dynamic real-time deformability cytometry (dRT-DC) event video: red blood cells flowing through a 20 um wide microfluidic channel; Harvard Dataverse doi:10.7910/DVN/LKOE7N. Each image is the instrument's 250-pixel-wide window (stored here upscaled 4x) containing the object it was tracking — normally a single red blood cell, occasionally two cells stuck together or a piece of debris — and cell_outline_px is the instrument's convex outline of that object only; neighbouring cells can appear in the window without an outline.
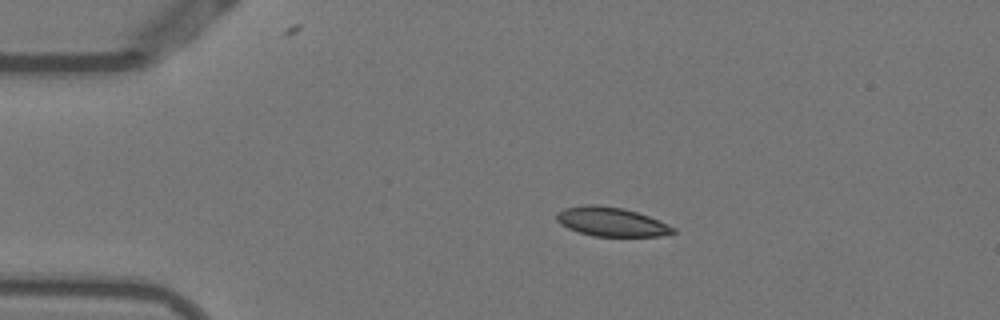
{"species": "Egyptian fruit bat (a non-hibernating species)", "species_latin": "Rousettus aegyptiacus", "temperature_condition": "warm", "stored_images_in_passage": 12, "camera_frame_rate_fps": 3000, "um_per_image_px": 0.085, "animal": {"sex": "female"}, "frame": {"image": 1, "passage_image": 1, "time_ms": 0.0, "image_size_px": [1000, 320], "cell_outline_px": [[676, 232], [660, 236], [592, 236], [568, 228], [560, 224], [556, 220], [556, 216], [564, 208], [588, 204], [596, 204], [624, 208], [648, 216], [668, 224], [676, 228]], "centroid_in_image_um": [51.97, 18.85], "position_along_channel_um": 33.0, "area_um2": 19.65}}
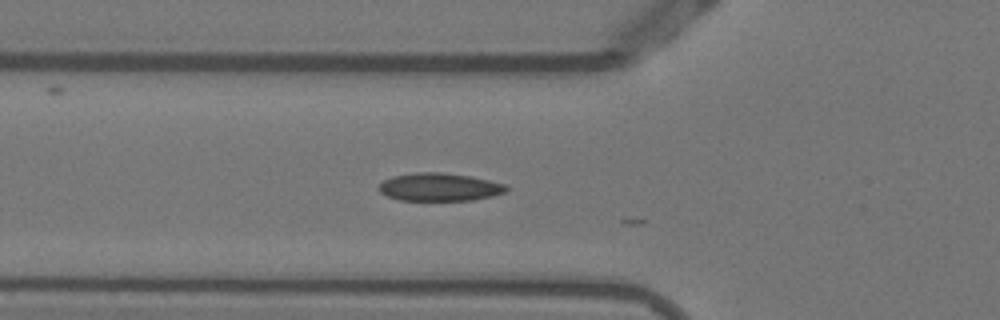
{"frame": {"image": 2, "passage_image": 9, "time_ms": 2.667, "image_size_px": [1000, 320], "cell_outline_px": [[508, 188], [504, 192], [492, 196], [472, 200], [400, 200], [388, 196], [380, 192], [376, 188], [384, 180], [392, 176], [412, 172], [440, 172], [468, 176], [488, 180], [504, 184]], "centroid_in_image_um": [37.3, 15.89], "position_along_channel_um": 88.5, "area_um2": 20.63}}